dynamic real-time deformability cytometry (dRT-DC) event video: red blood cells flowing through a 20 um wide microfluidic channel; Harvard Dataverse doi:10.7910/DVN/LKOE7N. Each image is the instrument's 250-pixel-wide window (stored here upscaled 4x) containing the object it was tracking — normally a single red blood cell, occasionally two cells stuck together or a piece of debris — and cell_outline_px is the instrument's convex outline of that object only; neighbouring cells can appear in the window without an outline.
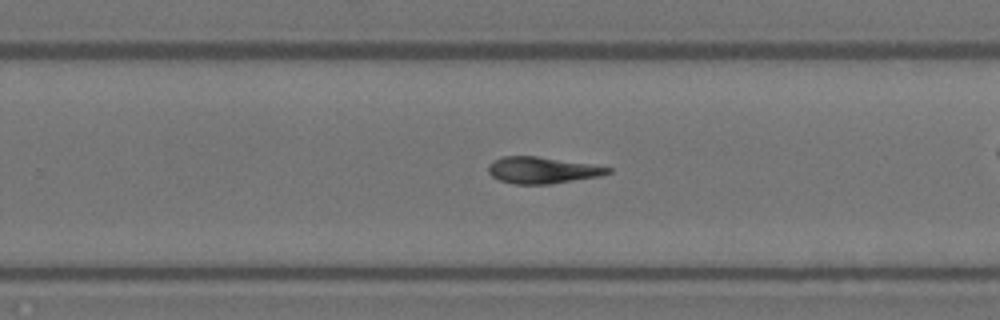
{"species": "Egyptian fruit bat (a non-hibernating species)", "species_latin": "Rousettus aegyptiacus", "temperature_condition": "warm", "stored_images_in_passage": 41, "camera_frame_rate_fps": 3000, "um_per_image_px": 0.085, "animal": {"sex": "female"}, "frame": {"image": 1, "passage_image": 24, "time_ms": 7.667, "image_size_px": [1000, 320], "cell_outline_px": [[612, 172], [600, 176], [548, 184], [516, 184], [500, 180], [492, 176], [488, 172], [488, 164], [492, 160], [504, 156], [536, 156], [592, 164], [612, 168]], "centroid_in_image_um": [46.08, 14.46], "position_along_channel_um": 283.7, "area_um2": 18.44}}
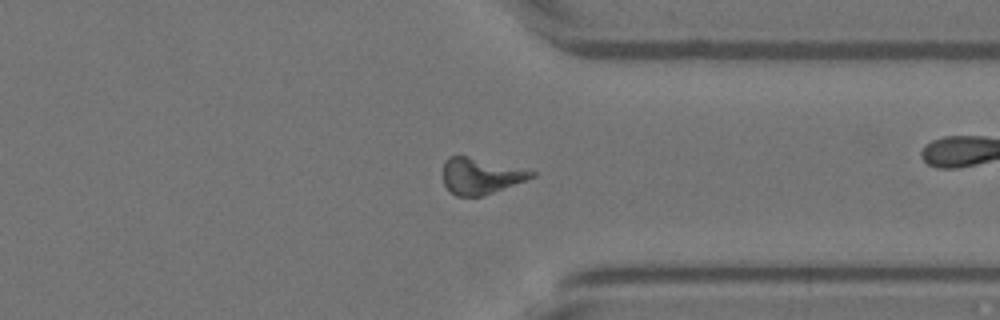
{"frame": {"image": 2, "passage_image": 30, "time_ms": 9.667, "image_size_px": [1000, 320], "cell_outline_px": [[536, 176], [484, 196], [456, 196], [448, 192], [444, 184], [444, 160], [448, 156], [468, 156], [536, 172]], "centroid_in_image_um": [40.81, 14.97], "position_along_channel_um": 370.6, "area_um2": 18.5}}